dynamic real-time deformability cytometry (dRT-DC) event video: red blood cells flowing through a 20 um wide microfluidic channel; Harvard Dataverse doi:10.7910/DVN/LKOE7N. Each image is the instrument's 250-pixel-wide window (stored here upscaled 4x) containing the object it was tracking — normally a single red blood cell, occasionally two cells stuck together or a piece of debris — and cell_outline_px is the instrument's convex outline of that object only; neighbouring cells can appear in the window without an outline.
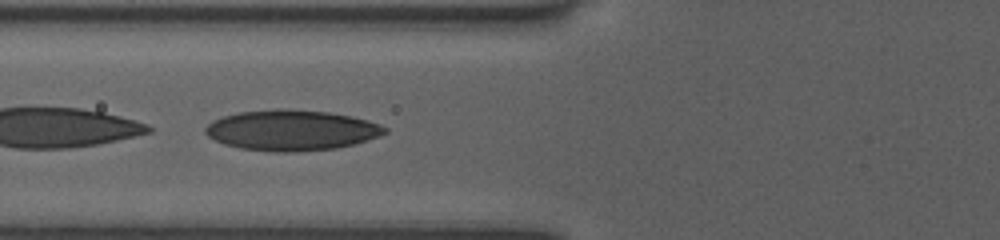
{"species": "human", "species_latin": "Homo sapiens", "temperature_condition": "room temperature", "stored_images_in_passage": 35, "camera_frame_rate_fps": 3000, "um_per_image_px": 0.085, "donor": {"sex": "female"}, "frame": {"image": 1, "passage_image": 8, "time_ms": 2.333, "image_size_px": [1000, 240], "cell_outline_px": [[388, 132], [380, 136], [356, 144], [336, 148], [296, 152], [272, 152], [240, 148], [224, 144], [208, 136], [204, 132], [204, 128], [212, 120], [224, 116], [240, 112], [276, 108], [284, 108], [328, 112], [352, 116], [380, 124], [388, 128]], "centroid_in_image_um": [24.79, 11.07], "position_along_channel_um": 101.0, "area_um2": 42.71}}
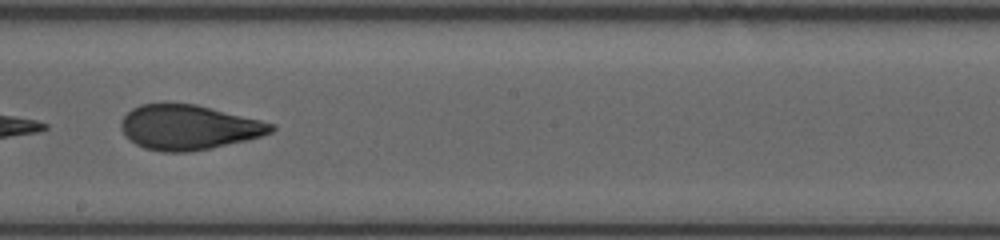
{"frame": {"image": 2, "passage_image": 18, "time_ms": 5.667, "image_size_px": [1000, 240], "cell_outline_px": [[276, 128], [272, 132], [260, 136], [244, 140], [208, 148], [188, 152], [160, 152], [144, 148], [128, 140], [124, 136], [120, 128], [120, 120], [132, 108], [140, 104], [196, 104], [276, 124]], "centroid_in_image_um": [15.98, 10.82], "position_along_channel_um": 232.2, "area_um2": 39.02}}
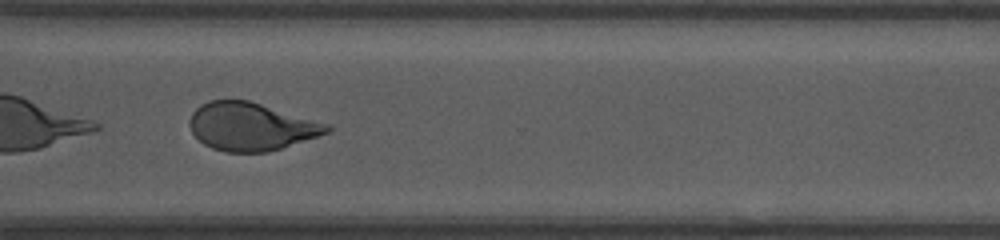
{"frame": {"image": 3, "passage_image": 27, "time_ms": 8.667, "image_size_px": [1000, 240], "cell_outline_px": [[332, 128], [328, 132], [268, 152], [228, 152], [212, 148], [204, 144], [192, 132], [188, 124], [188, 120], [192, 112], [200, 104], [208, 100], [248, 100], [332, 124]], "centroid_in_image_um": [21.32, 10.74], "position_along_channel_um": 349.3, "area_um2": 38.32}, "authors_computed_cell_mechanics": {"area_um2": 39.7664, "velocity_mm_per_s": 3.9232, "shape_relaxation_time_tau1_ms": 7.8304, "shape_relaxation_time_tau2_ms": 1.2504, "deformation_change_tau1": 0.229, "deformation_change_tau2": 0.0758}}